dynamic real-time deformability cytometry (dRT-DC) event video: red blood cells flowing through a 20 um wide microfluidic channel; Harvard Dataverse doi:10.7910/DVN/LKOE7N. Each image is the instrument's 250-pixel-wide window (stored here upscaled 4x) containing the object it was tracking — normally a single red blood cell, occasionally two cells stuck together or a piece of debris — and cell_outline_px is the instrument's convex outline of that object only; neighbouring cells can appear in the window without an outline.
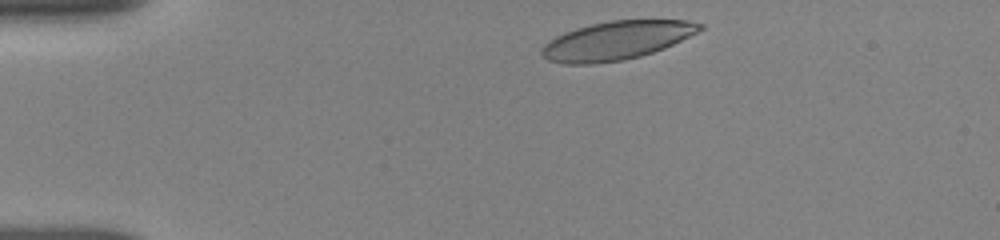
{"species": "human", "species_latin": "Homo sapiens", "temperature_condition": "room temperature", "stored_images_in_passage": 26, "camera_frame_rate_fps": 3000, "um_per_image_px": 0.085, "donor": {"sex": "female"}, "frame": {"image": 1, "passage_image": 2, "time_ms": 0.333, "image_size_px": [1000, 240], "cell_outline_px": [[704, 28], [664, 48], [640, 56], [624, 60], [592, 64], [564, 64], [548, 60], [540, 56], [540, 48], [548, 40], [564, 32], [576, 28], [592, 24], [612, 20], [688, 20], [704, 24]], "centroid_in_image_um": [52.35, 3.45], "position_along_channel_um": 32.7, "area_um2": 35.49}}
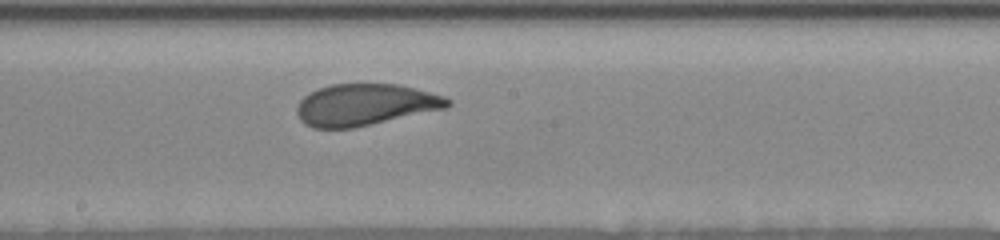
{"frame": {"image": 2, "passage_image": 14, "time_ms": 6.667, "image_size_px": [1000, 240], "cell_outline_px": [[452, 104], [448, 108], [352, 128], [312, 128], [304, 124], [300, 120], [296, 112], [296, 108], [300, 100], [304, 96], [320, 88], [332, 84], [400, 84], [416, 88], [444, 96], [452, 100]], "centroid_in_image_um": [31.06, 8.9], "position_along_channel_um": 217.1, "area_um2": 36.65}}
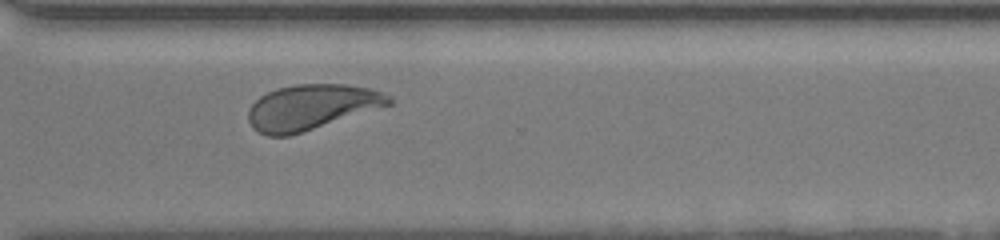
{"frame": {"image": 3, "passage_image": 25, "time_ms": 10.0, "image_size_px": [1000, 240], "cell_outline_px": [[392, 104], [288, 136], [268, 136], [252, 128], [248, 120], [248, 108], [260, 96], [276, 88], [292, 84], [344, 84], [368, 88], [392, 96]], "centroid_in_image_um": [26.43, 9.09], "position_along_channel_um": 344.2, "area_um2": 36.82}}